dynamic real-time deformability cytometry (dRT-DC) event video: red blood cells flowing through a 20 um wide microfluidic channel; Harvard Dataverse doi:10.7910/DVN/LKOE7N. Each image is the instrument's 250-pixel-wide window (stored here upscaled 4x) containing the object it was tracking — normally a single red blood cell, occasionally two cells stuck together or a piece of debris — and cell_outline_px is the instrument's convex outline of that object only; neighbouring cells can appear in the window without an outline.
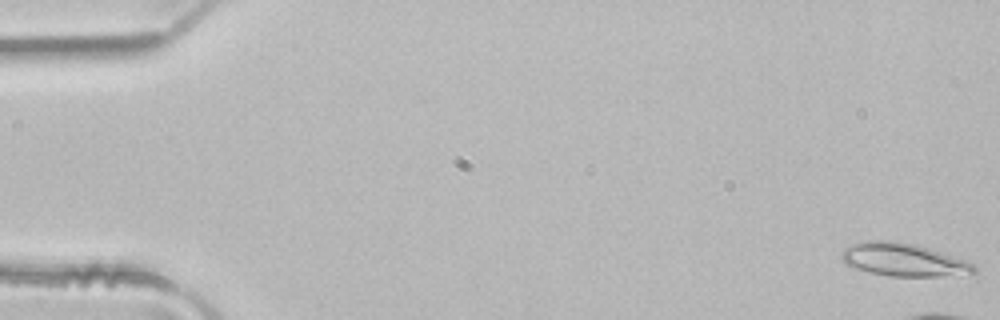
{"species": "common noctule bat (a hibernating species)", "species_latin": "Nyctalus noctula", "temperature_condition": "room temperature", "stored_images_in_passage": 6, "camera_frame_rate_fps": 3000, "um_per_image_px": 0.085, "animal": {"sex": "male", "body_mass_g": 21.5, "forearm_length_mm": 52.0}, "frame": {"image": 1, "passage_image": 1, "time_ms": 0.0, "image_size_px": [1000, 320], "cell_outline_px": [[976, 272], [940, 276], [888, 276], [868, 272], [844, 264], [840, 256], [840, 252], [844, 248], [852, 244], [868, 240], [892, 240], [916, 244], [968, 260], [976, 264]], "centroid_in_image_um": [76.77, 22.06], "position_along_channel_um": 8.2, "area_um2": 25.72}}
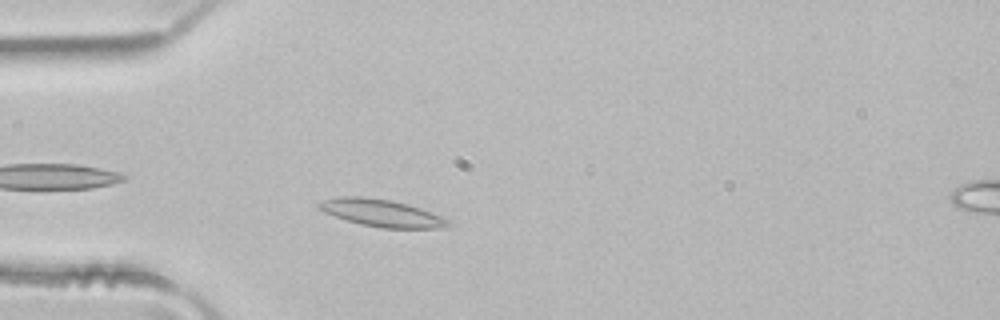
{"frame": {"image": 2, "passage_image": 5, "time_ms": 1.333, "image_size_px": [1000, 320], "cell_outline_px": [[452, 224], [444, 228], [380, 228], [360, 224], [324, 212], [316, 208], [316, 204], [324, 200], [344, 196], [360, 196], [392, 200], [408, 204], [420, 208], [440, 216], [448, 220]], "centroid_in_image_um": [32.43, 18.1], "position_along_channel_um": 52.6, "area_um2": 20.4}}